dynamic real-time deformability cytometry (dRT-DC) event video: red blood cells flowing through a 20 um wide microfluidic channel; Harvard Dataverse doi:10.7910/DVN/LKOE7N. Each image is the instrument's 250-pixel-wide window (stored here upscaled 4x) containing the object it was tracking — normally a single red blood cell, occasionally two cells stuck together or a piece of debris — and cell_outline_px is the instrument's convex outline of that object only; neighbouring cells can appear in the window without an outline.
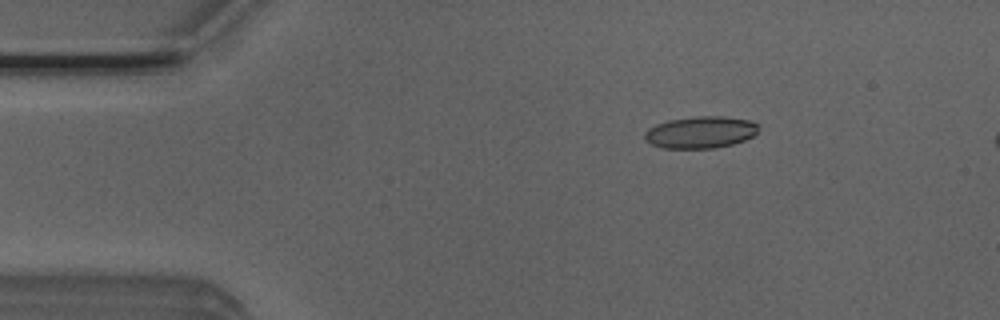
{"species": "Egyptian fruit bat (a non-hibernating species)", "species_latin": "Rousettus aegyptiacus", "temperature_condition": "room temperature", "stored_images_in_passage": 4, "segment_of_instrument_passage": [1, 2], "camera_frame_rate_fps": 3000, "um_per_image_px": 0.085, "animal": {"sex": "male"}, "frame": {"image": 1, "passage_image": 1, "time_ms": 0.0, "image_size_px": [1000, 320], "cell_outline_px": [[760, 128], [752, 136], [744, 140], [732, 144], [712, 148], [664, 148], [652, 144], [644, 140], [644, 132], [648, 128], [656, 124], [668, 120], [696, 116], [724, 116], [752, 120], [760, 124]], "centroid_in_image_um": [59.56, 11.23], "position_along_channel_um": 25.4, "area_um2": 21.33}}